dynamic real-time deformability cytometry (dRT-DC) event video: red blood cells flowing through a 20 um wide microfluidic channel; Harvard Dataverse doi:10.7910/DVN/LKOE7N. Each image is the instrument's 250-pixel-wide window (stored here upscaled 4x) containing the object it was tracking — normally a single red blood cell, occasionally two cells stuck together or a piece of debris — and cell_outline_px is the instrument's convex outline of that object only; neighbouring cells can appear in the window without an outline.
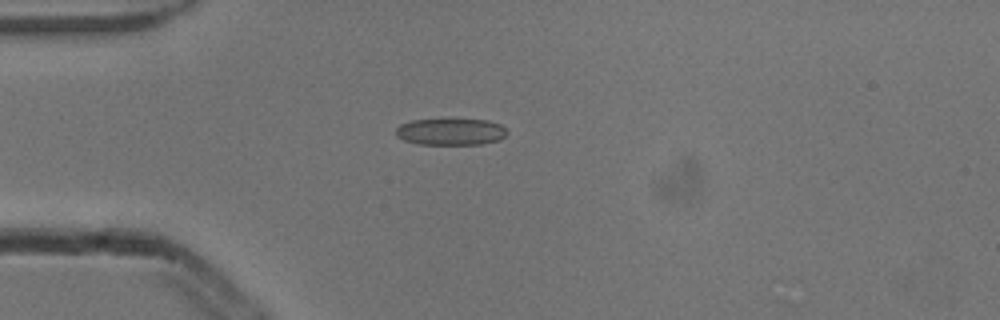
{"species": "common noctule bat (a hibernating species)", "species_latin": "Nyctalus noctula", "temperature_condition": "cold", "stored_images_in_passage": 3, "camera_frame_rate_fps": 3000, "um_per_image_px": 0.085, "animal": {"sex": "male", "body_mass_g": 13.3}, "frame": {"image": 1, "passage_image": 3, "time_ms": 0.667, "image_size_px": [1000, 320], "cell_outline_px": [[508, 132], [500, 140], [480, 144], [420, 144], [404, 140], [396, 136], [396, 128], [400, 124], [412, 120], [488, 120], [500, 124], [508, 128]], "centroid_in_image_um": [38.34, 11.2], "position_along_channel_um": 46.7, "area_um2": 17.22}}